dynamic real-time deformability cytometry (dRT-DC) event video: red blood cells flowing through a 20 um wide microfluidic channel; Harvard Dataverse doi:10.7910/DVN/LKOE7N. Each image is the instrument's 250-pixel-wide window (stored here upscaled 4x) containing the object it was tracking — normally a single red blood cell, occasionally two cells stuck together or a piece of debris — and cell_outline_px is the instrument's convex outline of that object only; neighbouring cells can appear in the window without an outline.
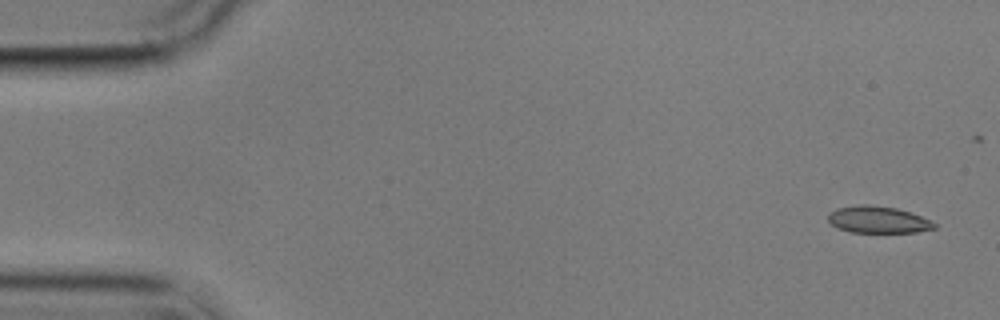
{"species": "common noctule bat (a hibernating species)", "species_latin": "Nyctalus noctula", "temperature_condition": "cold", "stored_images_in_passage": 6, "segment_of_instrument_passage": [1, 2], "camera_frame_rate_fps": 3000, "um_per_image_px": 0.085, "animal": {"sex": "male", "body_mass_g": 17.9}, "frame": {"image": 1, "passage_image": 1, "time_ms": 0.0, "image_size_px": [1000, 320], "cell_outline_px": [[936, 228], [916, 232], [852, 232], [836, 228], [828, 220], [828, 212], [836, 208], [860, 204], [868, 204], [896, 208], [920, 216], [936, 224]], "centroid_in_image_um": [74.57, 18.67], "position_along_channel_um": 10.4, "area_um2": 16.53}}
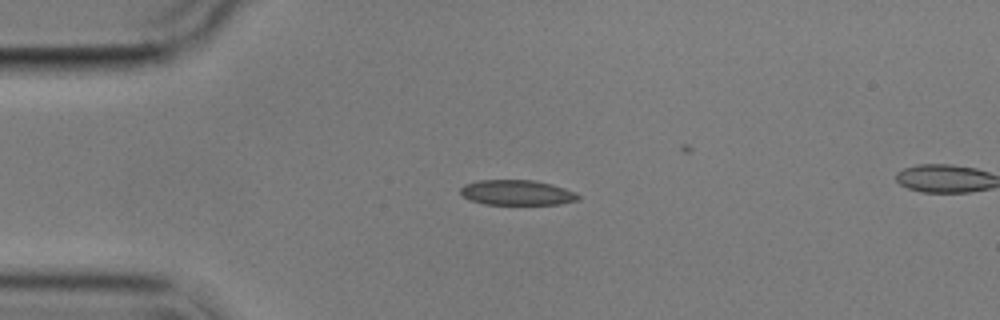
{"frame": {"image": 2, "passage_image": 4, "time_ms": 3.667, "image_size_px": [1000, 320], "cell_outline_px": [[580, 200], [560, 204], [484, 204], [472, 200], [464, 196], [460, 192], [460, 188], [464, 184], [480, 180], [532, 180], [552, 184], [576, 192], [580, 196]], "centroid_in_image_um": [43.97, 16.37], "position_along_channel_um": 41.0, "area_um2": 17.22}}